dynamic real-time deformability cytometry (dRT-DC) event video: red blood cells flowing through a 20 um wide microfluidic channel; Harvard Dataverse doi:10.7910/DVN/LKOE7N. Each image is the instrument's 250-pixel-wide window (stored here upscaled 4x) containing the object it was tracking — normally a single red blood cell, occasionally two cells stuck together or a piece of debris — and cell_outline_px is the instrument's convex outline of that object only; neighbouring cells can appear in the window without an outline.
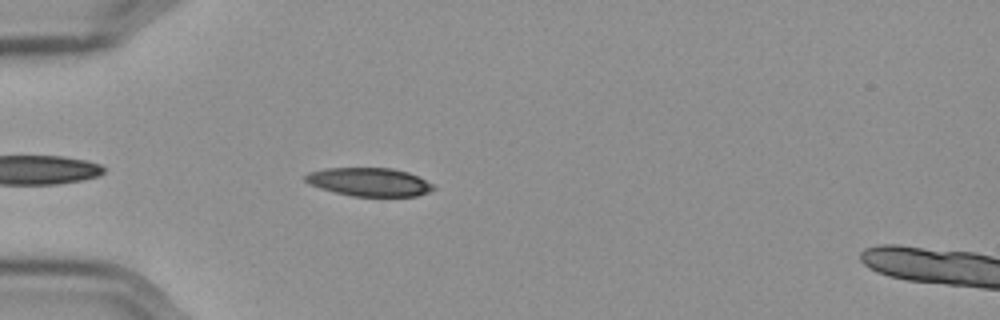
{"species": "Egyptian fruit bat (a non-hibernating species)", "species_latin": "Rousettus aegyptiacus", "temperature_condition": "cold", "stored_images_in_passage": 44, "camera_frame_rate_fps": 3000, "um_per_image_px": 0.085, "frame": {"image": 1, "passage_image": 4, "time_ms": 1.0, "image_size_px": [1000, 320], "cell_outline_px": [[436, 188], [428, 192], [416, 196], [352, 196], [320, 188], [304, 180], [304, 176], [308, 172], [324, 168], [392, 168], [408, 172], [432, 184]], "centroid_in_image_um": [31.37, 15.46], "position_along_channel_um": 53.6, "area_um2": 20.98}}
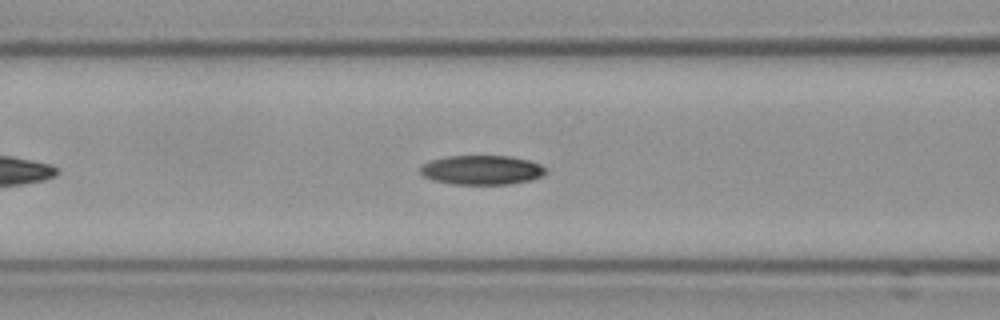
{"frame": {"image": 2, "passage_image": 11, "time_ms": 3.333, "image_size_px": [1000, 320], "cell_outline_px": [[548, 172], [532, 180], [512, 184], [452, 184], [432, 180], [424, 176], [420, 172], [420, 164], [432, 160], [448, 156], [508, 156], [528, 160], [540, 164], [548, 168]], "centroid_in_image_um": [40.96, 14.45], "position_along_channel_um": 125.6, "area_um2": 21.62}}
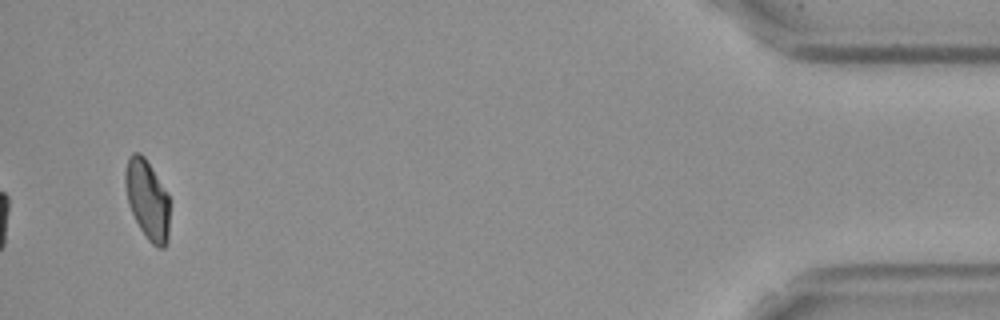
{"frame": {"image": 3, "passage_image": 42, "time_ms": 13.667, "image_size_px": [1000, 320], "cell_outline_px": [[168, 240], [164, 248], [156, 248], [148, 240], [140, 228], [128, 204], [124, 184], [124, 172], [128, 156], [132, 152], [140, 152], [144, 156], [168, 192]], "centroid_in_image_um": [12.5, 16.93], "position_along_channel_um": 422.7, "area_um2": 20.75}, "authors_computed_cell_mechanics": {"area_um2": 21.5594, "velocity_mm_per_s": 3.5934, "shape_relaxation_time_tau1_ms": null, "shape_relaxation_time_tau2_ms": 8.0608, "deformation_change_tau1": null, "deformation_change_tau2": 0.1299}}